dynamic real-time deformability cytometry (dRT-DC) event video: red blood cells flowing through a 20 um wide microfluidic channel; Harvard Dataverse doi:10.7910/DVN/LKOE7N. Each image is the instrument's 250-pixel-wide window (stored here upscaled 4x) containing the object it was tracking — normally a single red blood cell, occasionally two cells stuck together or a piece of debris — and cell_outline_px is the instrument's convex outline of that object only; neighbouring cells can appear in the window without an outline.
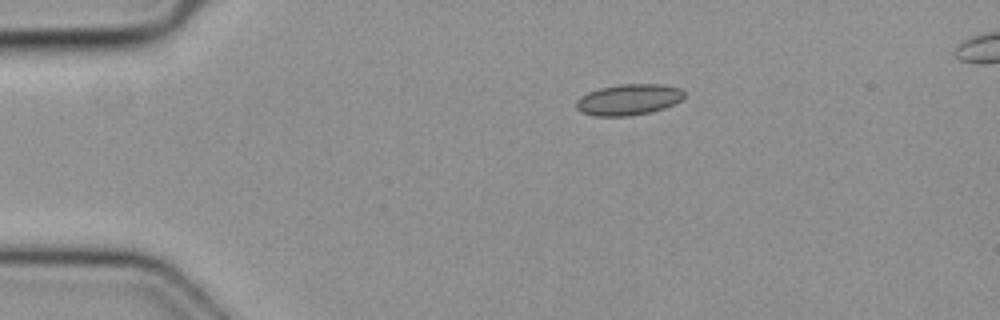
{"species": "common noctule bat (a hibernating species)", "species_latin": "Nyctalus noctula", "temperature_condition": "cold", "stored_images_in_passage": 6, "camera_frame_rate_fps": 3000, "um_per_image_px": 0.085, "animal": {"sex": "female", "body_mass_g": 19.3, "forearm_length_mm": 54.1}, "frame": {"image": 1, "passage_image": 1, "time_ms": 0.0, "image_size_px": [1000, 320], "cell_outline_px": [[684, 96], [680, 100], [664, 108], [648, 112], [628, 116], [596, 116], [580, 112], [576, 108], [576, 100], [580, 96], [588, 92], [600, 88], [620, 84], [664, 84], [680, 88], [684, 92]], "centroid_in_image_um": [53.4, 8.46], "position_along_channel_um": 31.6, "area_um2": 19.48}}